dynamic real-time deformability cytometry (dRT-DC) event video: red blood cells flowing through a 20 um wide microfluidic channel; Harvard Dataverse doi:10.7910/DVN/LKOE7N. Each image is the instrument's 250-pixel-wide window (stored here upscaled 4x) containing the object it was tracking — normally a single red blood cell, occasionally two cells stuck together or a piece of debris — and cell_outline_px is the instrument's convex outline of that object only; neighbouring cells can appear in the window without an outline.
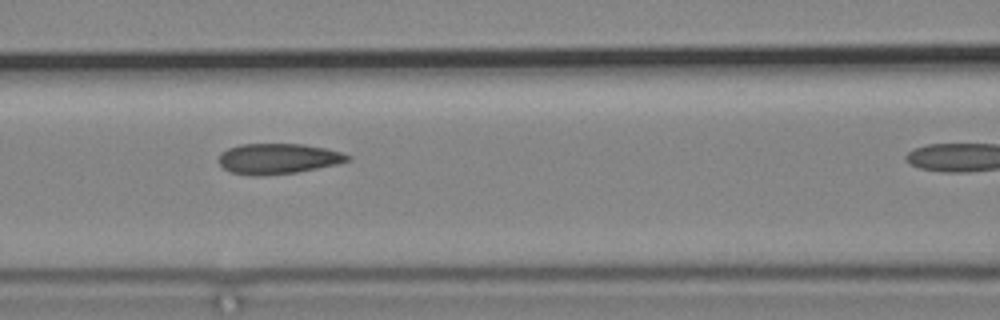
{"species": "common noctule bat (a hibernating species)", "species_latin": "Nyctalus noctula", "temperature_condition": "cold", "stored_images_in_passage": 6, "camera_frame_rate_fps": 3000, "um_per_image_px": 0.085, "animal": {"sex": "male", "body_mass_g": 19.2, "forearm_length_mm": 51.8}, "frame": {"image": 1, "passage_image": 4, "time_ms": 4.333, "image_size_px": [1000, 320], "cell_outline_px": [[352, 160], [336, 164], [296, 172], [256, 176], [252, 176], [232, 172], [224, 168], [220, 164], [220, 152], [228, 148], [240, 144], [304, 144], [324, 148], [340, 152], [352, 156]], "centroid_in_image_um": [23.64, 13.48], "position_along_channel_um": 143.0, "area_um2": 22.72}}
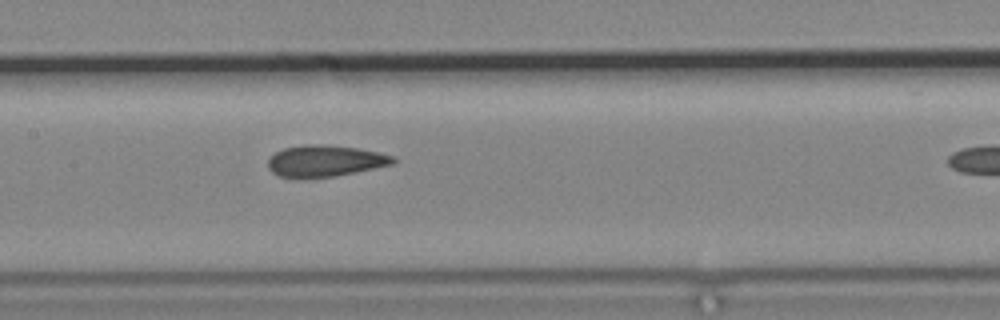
{"frame": {"image": 2, "passage_image": 5, "time_ms": 5.333, "image_size_px": [1000, 320], "cell_outline_px": [[396, 160], [392, 164], [336, 176], [280, 176], [272, 172], [268, 168], [268, 160], [276, 152], [284, 148], [308, 144], [324, 144], [356, 148], [396, 156]], "centroid_in_image_um": [27.65, 13.65], "position_along_channel_um": 179.8, "area_um2": 22.31}}